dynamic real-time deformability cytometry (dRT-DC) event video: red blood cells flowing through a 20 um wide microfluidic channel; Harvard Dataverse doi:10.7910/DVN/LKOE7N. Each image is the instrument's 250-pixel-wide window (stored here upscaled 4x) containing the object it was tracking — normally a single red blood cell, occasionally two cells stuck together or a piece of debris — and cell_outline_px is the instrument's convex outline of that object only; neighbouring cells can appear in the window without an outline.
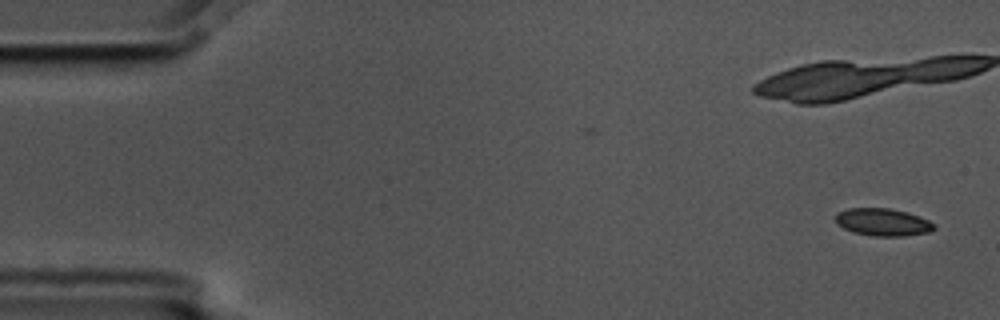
{"species": "common noctule bat (a hibernating species)", "species_latin": "Nyctalus noctula", "temperature_condition": "cold", "stored_images_in_passage": 5, "camera_frame_rate_fps": 3000, "um_per_image_px": 0.085, "animal": {"sex": "male", "body_mass_g": 17.5, "forearm_length_mm": 52.3}, "frame": {"image": 1, "passage_image": 1, "time_ms": 0.0, "image_size_px": [1000, 320], "cell_outline_px": [[936, 228], [928, 232], [904, 236], [876, 236], [852, 232], [836, 224], [836, 212], [848, 208], [888, 208], [908, 212], [928, 220], [936, 224]], "centroid_in_image_um": [75.03, 18.88], "position_along_channel_um": 10.0, "area_um2": 15.84}}
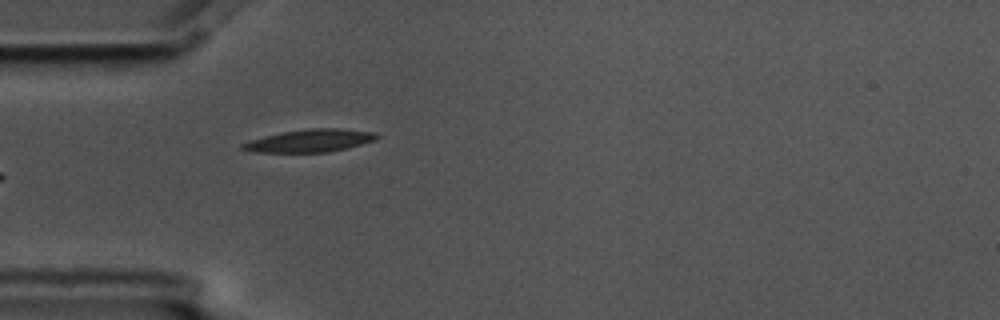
{"frame": {"image": 2, "passage_image": 5, "time_ms": 1.333, "image_size_px": [1000, 320], "cell_outline_px": [[380, 136], [376, 140], [348, 148], [328, 152], [252, 152], [240, 148], [240, 144], [264, 136], [284, 132], [312, 128], [336, 128], [376, 132]], "centroid_in_image_um": [26.38, 11.96], "position_along_channel_um": 58.6, "area_um2": 17.69}}